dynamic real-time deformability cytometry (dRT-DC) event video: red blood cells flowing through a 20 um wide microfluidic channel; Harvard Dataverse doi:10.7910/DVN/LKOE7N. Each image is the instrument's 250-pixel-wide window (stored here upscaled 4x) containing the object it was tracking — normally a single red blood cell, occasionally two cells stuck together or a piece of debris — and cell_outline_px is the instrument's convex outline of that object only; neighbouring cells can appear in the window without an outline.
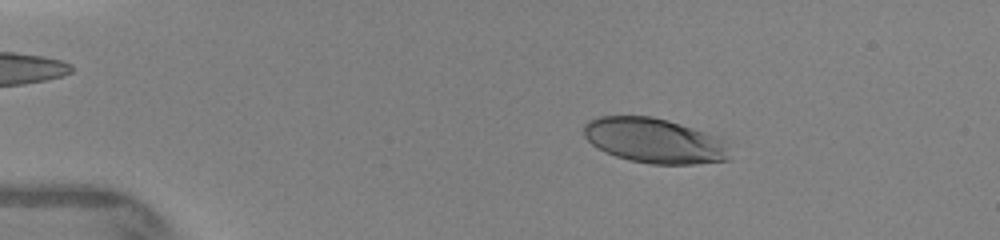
{"species": "human", "species_latin": "Homo sapiens", "temperature_condition": "warm", "stored_images_in_passage": 19, "camera_frame_rate_fps": 3000, "um_per_image_px": 0.085, "donor": {"sex": "female"}, "frame": {"image": 1, "passage_image": 7, "time_ms": 2.333, "image_size_px": [1000, 240], "cell_outline_px": [[728, 160], [696, 164], [652, 164], [628, 160], [604, 152], [592, 144], [584, 136], [584, 124], [588, 120], [596, 116], [652, 116], [668, 120], [716, 136], [724, 144]], "centroid_in_image_um": [55.53, 11.95], "position_along_channel_um": 29.5, "area_um2": 37.86}}
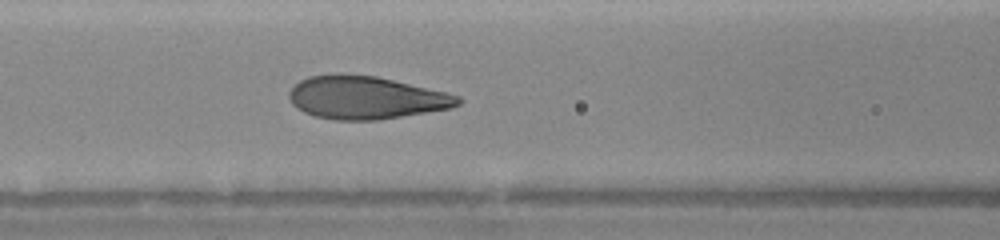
{"frame": {"image": 2, "passage_image": 16, "time_ms": 6.333, "image_size_px": [1000, 240], "cell_outline_px": [[464, 100], [460, 104], [452, 108], [380, 120], [332, 120], [316, 116], [304, 112], [296, 108], [292, 104], [288, 96], [288, 92], [300, 80], [308, 76], [376, 76], [448, 92], [460, 96]], "centroid_in_image_um": [31.16, 8.33], "position_along_channel_um": 135.4, "area_um2": 41.85}}
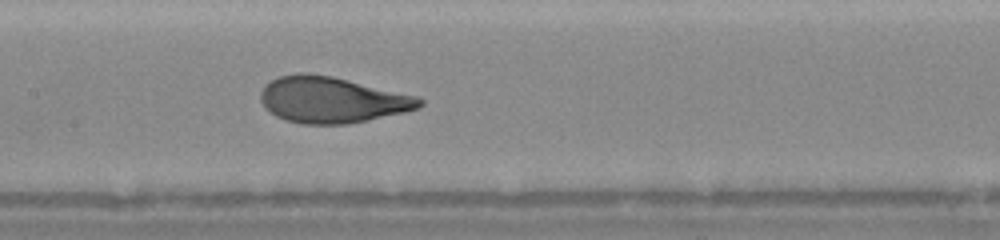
{"frame": {"image": 3, "passage_image": 19, "time_ms": 7.333, "image_size_px": [1000, 240], "cell_outline_px": [[424, 104], [420, 108], [404, 112], [368, 120], [348, 124], [300, 124], [284, 120], [276, 116], [260, 100], [260, 92], [264, 84], [280, 76], [296, 72], [308, 72], [332, 76], [420, 96], [424, 100]], "centroid_in_image_um": [28.24, 8.47], "position_along_channel_um": 179.2, "area_um2": 43.06}}